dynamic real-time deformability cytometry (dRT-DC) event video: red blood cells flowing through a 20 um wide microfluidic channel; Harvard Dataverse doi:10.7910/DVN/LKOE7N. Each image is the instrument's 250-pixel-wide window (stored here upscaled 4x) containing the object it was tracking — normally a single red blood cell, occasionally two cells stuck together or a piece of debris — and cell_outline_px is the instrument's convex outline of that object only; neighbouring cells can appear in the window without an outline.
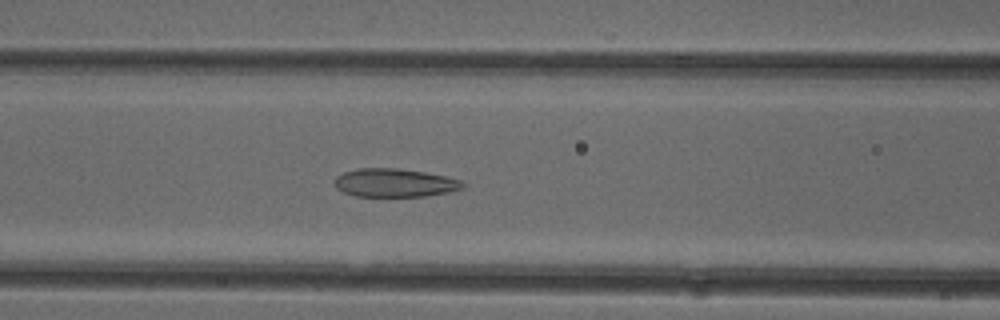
{"species": "common noctule bat (a hibernating species)", "species_latin": "Nyctalus noctula", "temperature_condition": "cold", "stored_images_in_passage": 26, "camera_frame_rate_fps": 3000, "um_per_image_px": 0.085, "animal": {"sex": "female"}, "frame": {"image": 1, "passage_image": 10, "time_ms": 3.0, "image_size_px": [1000, 320], "cell_outline_px": [[468, 184], [464, 188], [448, 192], [424, 196], [356, 196], [344, 192], [336, 188], [336, 176], [344, 172], [360, 168], [400, 168], [424, 172], [464, 180]], "centroid_in_image_um": [33.61, 15.53], "position_along_channel_um": 133.0, "area_um2": 21.21}}
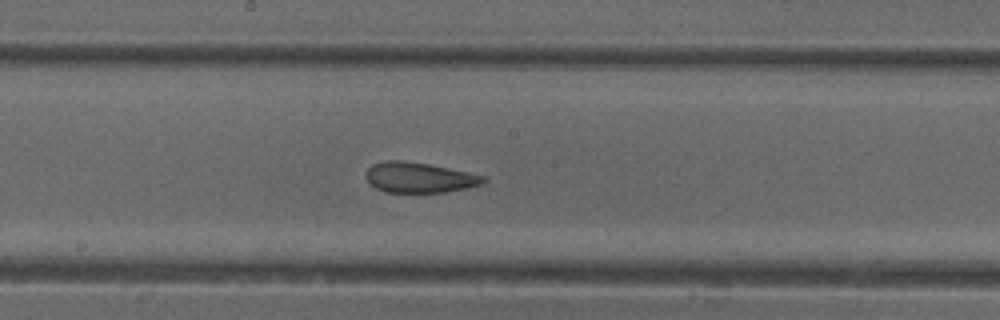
{"frame": {"image": 2, "passage_image": 16, "time_ms": 5.0, "image_size_px": [1000, 320], "cell_outline_px": [[488, 180], [484, 184], [468, 188], [444, 192], [388, 192], [376, 188], [368, 184], [364, 176], [364, 172], [372, 164], [388, 160], [400, 160], [428, 164], [468, 172], [484, 176]], "centroid_in_image_um": [35.61, 15.09], "position_along_channel_um": 212.6, "area_um2": 20.92}}
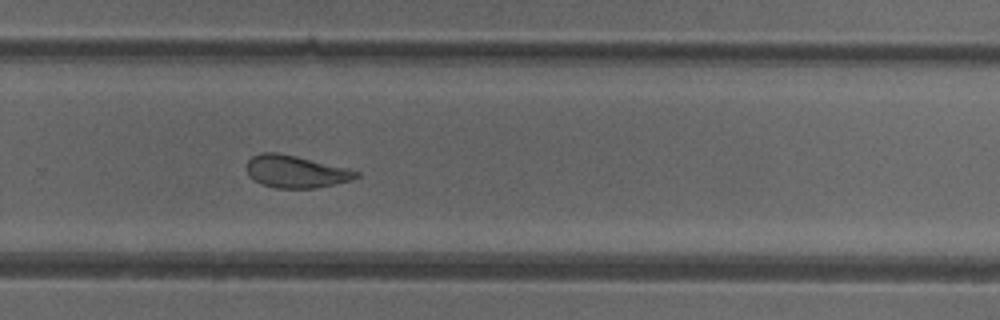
{"frame": {"image": 3, "passage_image": 23, "time_ms": 7.333, "image_size_px": [1000, 320], "cell_outline_px": [[360, 176], [352, 180], [316, 188], [276, 188], [260, 184], [248, 176], [244, 168], [248, 160], [252, 156], [260, 152], [276, 152], [296, 156], [360, 172]], "centroid_in_image_um": [25.06, 14.59], "position_along_channel_um": 304.7, "area_um2": 20.69}}